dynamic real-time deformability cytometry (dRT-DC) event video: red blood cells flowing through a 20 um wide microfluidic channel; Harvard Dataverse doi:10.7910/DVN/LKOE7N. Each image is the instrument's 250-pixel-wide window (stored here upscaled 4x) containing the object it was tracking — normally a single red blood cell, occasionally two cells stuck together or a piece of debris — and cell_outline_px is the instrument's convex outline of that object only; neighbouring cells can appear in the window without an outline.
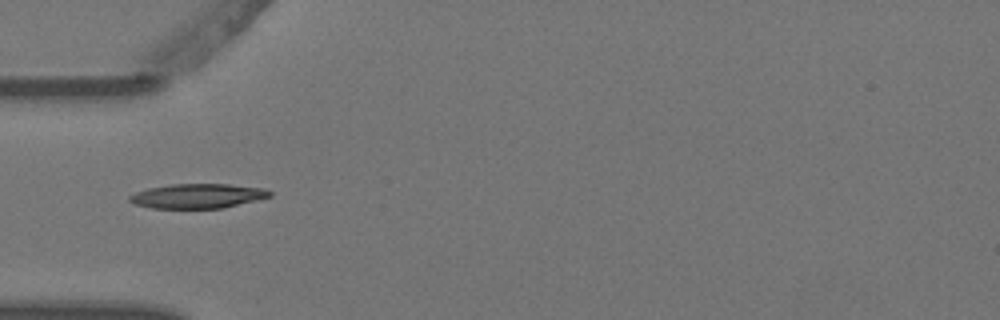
{"species": "Egyptian fruit bat (a non-hibernating species)", "species_latin": "Rousettus aegyptiacus", "temperature_condition": "warm", "stored_images_in_passage": 7, "camera_frame_rate_fps": 3000, "um_per_image_px": 0.085, "animal": {"sex": "female"}, "frame": {"image": 1, "passage_image": 5, "time_ms": 1.333, "image_size_px": [1000, 320], "cell_outline_px": [[272, 196], [224, 208], [152, 208], [136, 204], [128, 200], [128, 196], [136, 192], [148, 188], [172, 184], [228, 184], [264, 188], [272, 192]], "centroid_in_image_um": [16.81, 16.65], "position_along_channel_um": 68.2, "area_um2": 20.0}}
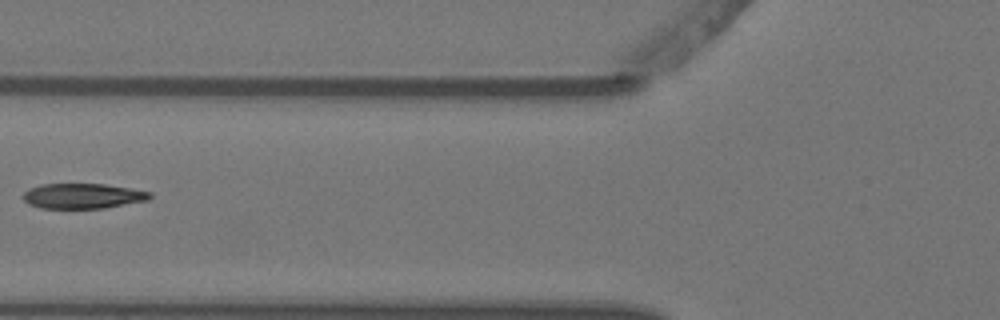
{"frame": {"image": 2, "passage_image": 6, "time_ms": 1.667, "image_size_px": [1000, 320], "cell_outline_px": [[152, 196], [148, 200], [104, 208], [40, 208], [28, 204], [20, 196], [28, 188], [44, 184], [104, 184], [152, 192]], "centroid_in_image_um": [7.0, 16.66], "position_along_channel_um": 118.8, "area_um2": 18.61}}
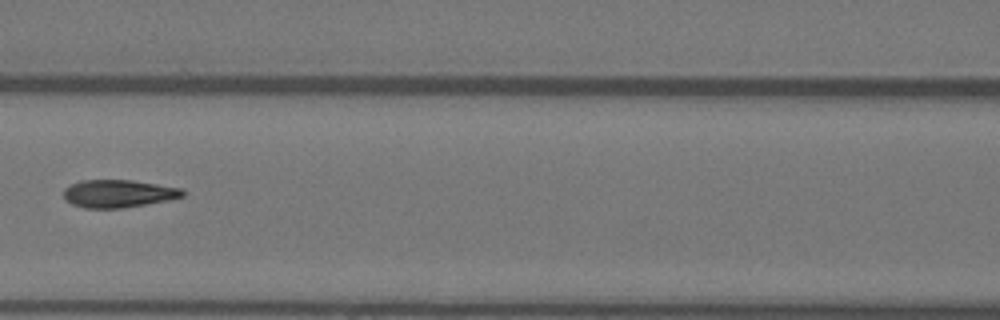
{"frame": {"image": 3, "passage_image": 7, "time_ms": 2.0, "image_size_px": [1000, 320], "cell_outline_px": [[184, 196], [124, 208], [84, 208], [72, 204], [64, 196], [64, 188], [80, 180], [132, 180], [184, 188]], "centroid_in_image_um": [10.06, 16.44], "position_along_channel_um": 156.5, "area_um2": 19.07}}